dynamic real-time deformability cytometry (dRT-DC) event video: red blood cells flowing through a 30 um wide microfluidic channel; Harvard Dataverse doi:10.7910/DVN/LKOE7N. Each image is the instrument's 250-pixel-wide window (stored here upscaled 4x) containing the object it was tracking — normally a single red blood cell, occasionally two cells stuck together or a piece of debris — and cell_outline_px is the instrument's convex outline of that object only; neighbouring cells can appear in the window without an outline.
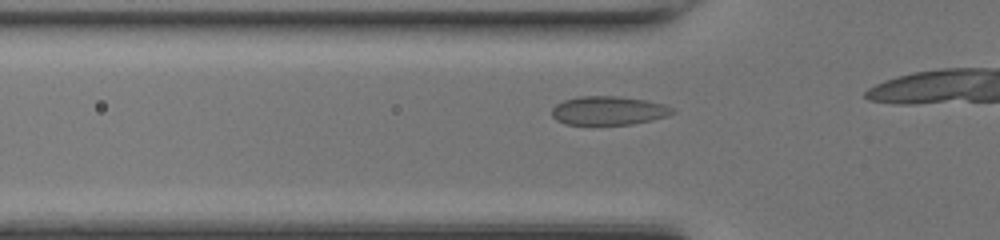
{"species": "common noctule bat (a hibernating species)", "species_latin": "Nyctalus noctula", "temperature_condition": "room temperature", "stored_images_in_passage": 9, "camera_frame_rate_fps": 3000, "um_per_image_px": 0.085, "animal": {"sex": "female", "body_mass_g": 17.0, "forearm_length_mm": 48.0}, "frame": {"image": 1, "passage_image": 4, "time_ms": 1.0, "image_size_px": [1000, 240], "cell_outline_px": [[676, 112], [668, 116], [652, 120], [632, 124], [564, 124], [556, 120], [552, 116], [552, 108], [556, 104], [564, 100], [580, 96], [616, 96], [644, 100], [664, 104], [672, 108]], "centroid_in_image_um": [51.72, 9.4], "position_along_channel_um": 74.1, "area_um2": 20.11}}
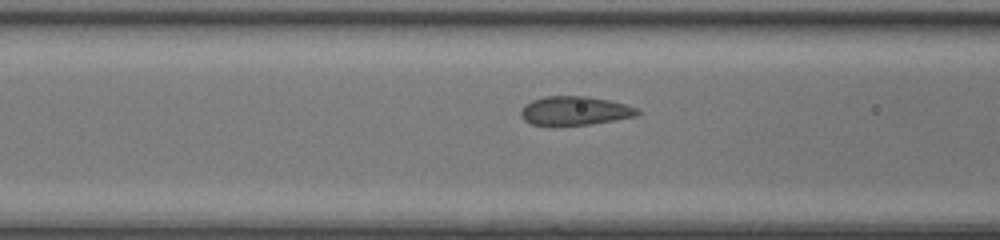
{"frame": {"image": 2, "passage_image": 7, "time_ms": 2.0, "image_size_px": [1000, 240], "cell_outline_px": [[640, 112], [636, 116], [592, 124], [532, 124], [524, 120], [520, 116], [520, 108], [524, 104], [532, 100], [544, 96], [584, 96], [608, 100], [624, 104], [636, 108]], "centroid_in_image_um": [48.81, 9.4], "position_along_channel_um": 117.8, "area_um2": 19.31}}